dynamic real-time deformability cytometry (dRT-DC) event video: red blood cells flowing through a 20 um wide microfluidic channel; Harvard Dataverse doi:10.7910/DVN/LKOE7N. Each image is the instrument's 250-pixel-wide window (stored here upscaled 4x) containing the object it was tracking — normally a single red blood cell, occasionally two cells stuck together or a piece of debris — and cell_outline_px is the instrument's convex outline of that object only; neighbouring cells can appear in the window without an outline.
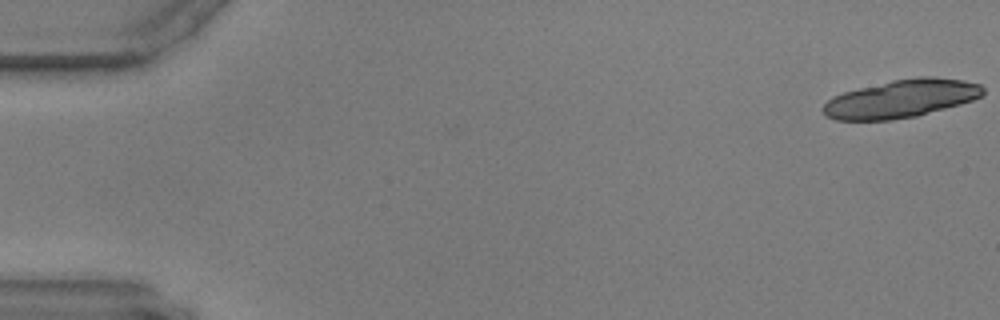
{"species": "common noctule bat (a hibernating species)", "species_latin": "Nyctalus noctula", "temperature_condition": "warm", "stored_images_in_passage": 12, "camera_frame_rate_fps": 3000, "um_per_image_px": 0.085, "animal": {"sex": "male", "body_mass_g": 17.9, "forearm_length_mm": 54.2}, "frame": {"image": 1, "passage_image": 1, "time_ms": 0.0, "image_size_px": [1000, 320], "cell_outline_px": [[984, 96], [960, 104], [916, 116], [892, 120], [836, 120], [824, 116], [824, 104], [832, 96], [844, 92], [892, 80], [920, 76], [932, 76], [964, 80], [980, 84], [984, 88]], "centroid_in_image_um": [76.62, 8.38], "position_along_channel_um": 8.4, "area_um2": 35.43}}